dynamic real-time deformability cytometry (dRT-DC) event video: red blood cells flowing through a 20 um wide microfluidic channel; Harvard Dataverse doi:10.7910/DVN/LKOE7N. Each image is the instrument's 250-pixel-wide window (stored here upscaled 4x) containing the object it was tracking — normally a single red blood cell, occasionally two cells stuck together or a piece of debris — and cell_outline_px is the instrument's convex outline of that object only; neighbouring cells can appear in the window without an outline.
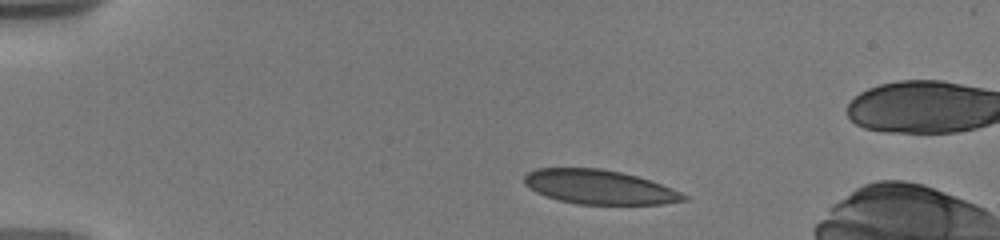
{"species": "human", "species_latin": "Homo sapiens", "temperature_condition": "warm", "stored_images_in_passage": 37, "camera_frame_rate_fps": 3000, "um_per_image_px": 0.085, "donor": {"sex": "male"}, "frame": {"image": 1, "passage_image": 1, "time_ms": 0.0, "image_size_px": [1000, 240], "cell_outline_px": [[688, 200], [664, 204], [580, 204], [560, 200], [544, 196], [536, 192], [524, 184], [524, 176], [528, 172], [536, 168], [600, 168], [620, 172], [636, 176], [672, 188], [688, 196]], "centroid_in_image_um": [50.93, 15.9], "position_along_channel_um": 34.1, "area_um2": 31.67}}
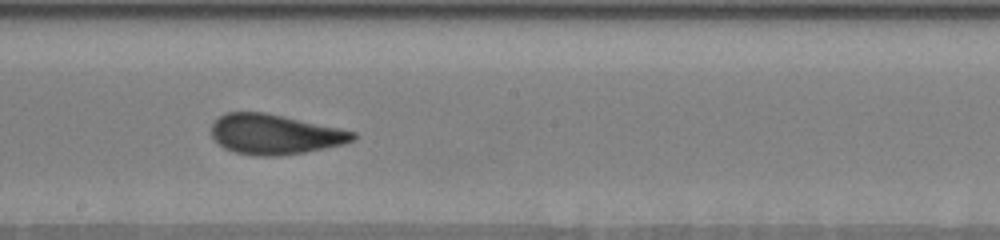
{"frame": {"image": 2, "passage_image": 14, "time_ms": 7.0, "image_size_px": [1000, 240], "cell_outline_px": [[356, 136], [352, 140], [344, 144], [304, 152], [280, 156], [256, 156], [236, 152], [224, 148], [212, 136], [212, 124], [220, 116], [228, 112], [264, 112], [340, 128], [356, 132]], "centroid_in_image_um": [23.36, 11.42], "position_along_channel_um": 224.8, "area_um2": 32.71}}
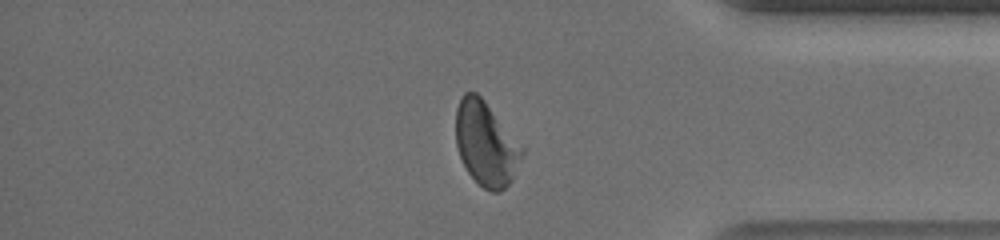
{"frame": {"image": 3, "passage_image": 30, "time_ms": 12.0, "image_size_px": [1000, 240], "cell_outline_px": [[524, 152], [512, 180], [500, 192], [492, 192], [484, 188], [468, 172], [460, 156], [456, 144], [456, 108], [460, 96], [464, 92], [476, 92], [484, 100], [524, 148]], "centroid_in_image_um": [41.3, 12.2], "position_along_channel_um": 393.9, "area_um2": 32.19}, "authors_computed_cell_mechanics": {"area_um2": 32.657, "velocity_mm_per_s": 3.651, "shape_relaxation_time_tau1_ms": 5.0422, "shape_relaxation_time_tau2_ms": null, "deformation_change_tau1": 0.1552, "deformation_change_tau2": null}}